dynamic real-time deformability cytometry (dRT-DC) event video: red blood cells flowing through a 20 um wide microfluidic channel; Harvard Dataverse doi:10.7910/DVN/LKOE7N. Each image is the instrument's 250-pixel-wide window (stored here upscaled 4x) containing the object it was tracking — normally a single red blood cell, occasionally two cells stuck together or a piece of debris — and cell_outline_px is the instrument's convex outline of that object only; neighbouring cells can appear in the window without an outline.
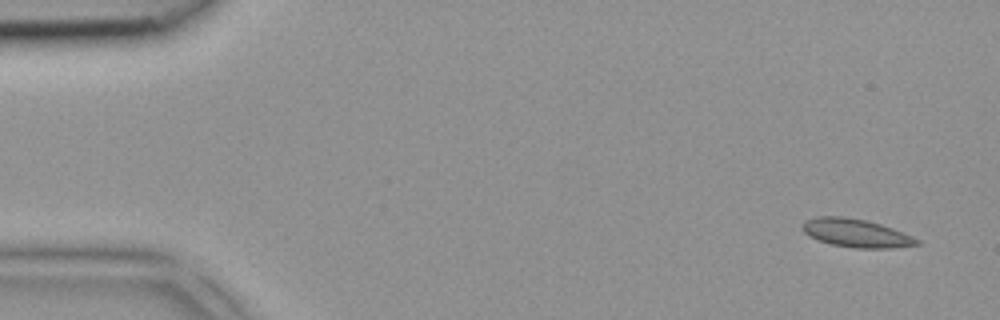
{"species": "common noctule bat (a hibernating species)", "species_latin": "Nyctalus noctula", "temperature_condition": "room temperature", "stored_images_in_passage": 5, "camera_frame_rate_fps": 3000, "um_per_image_px": 0.085, "animal": {"sex": "female", "body_mass_g": 18.4}, "frame": {"image": 1, "passage_image": 1, "time_ms": 0.0, "image_size_px": [1000, 320], "cell_outline_px": [[920, 244], [892, 248], [856, 248], [832, 244], [820, 240], [804, 232], [800, 228], [800, 224], [804, 220], [816, 216], [840, 216], [868, 220], [892, 228], [912, 236], [920, 240]], "centroid_in_image_um": [72.74, 19.79], "position_along_channel_um": 12.3, "area_um2": 18.84}}
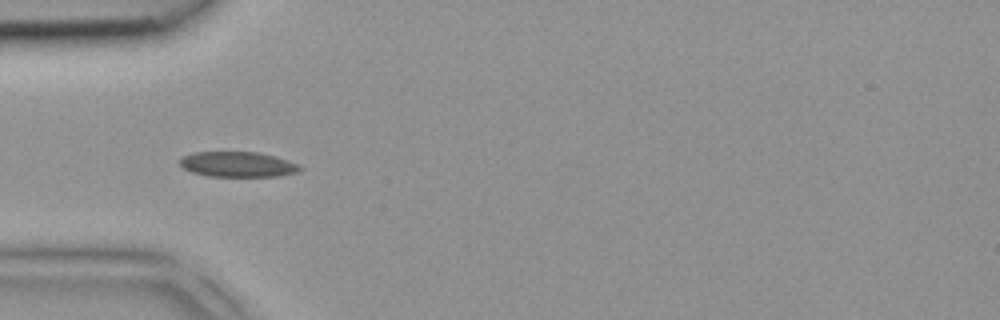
{"frame": {"image": 2, "passage_image": 4, "time_ms": 1.0, "image_size_px": [1000, 320], "cell_outline_px": [[304, 168], [296, 172], [280, 176], [208, 176], [192, 172], [184, 168], [180, 164], [180, 160], [184, 156], [192, 152], [260, 152], [276, 156], [300, 164]], "centroid_in_image_um": [20.26, 13.96], "position_along_channel_um": 64.7, "area_um2": 17.74}}